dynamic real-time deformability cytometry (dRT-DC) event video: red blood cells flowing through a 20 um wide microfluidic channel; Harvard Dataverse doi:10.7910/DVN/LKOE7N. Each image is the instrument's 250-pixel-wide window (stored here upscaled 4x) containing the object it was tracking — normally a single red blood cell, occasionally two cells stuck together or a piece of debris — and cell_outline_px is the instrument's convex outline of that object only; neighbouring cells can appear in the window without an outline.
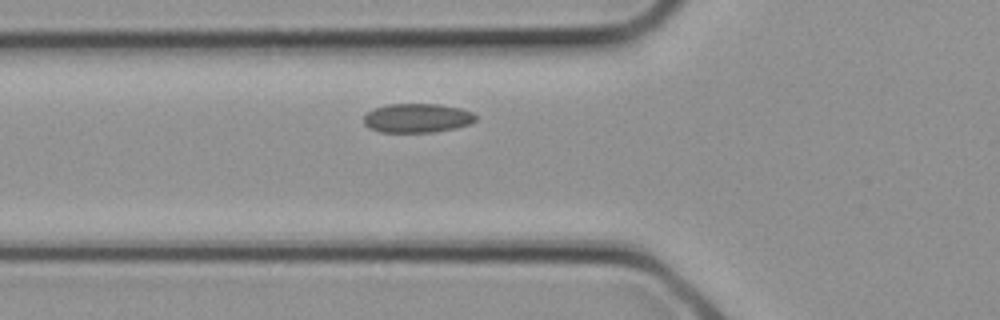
{"species": "common noctule bat (a hibernating species)", "species_latin": "Nyctalus noctula", "temperature_condition": "cold", "stored_images_in_passage": 4, "segment_of_instrument_passage": [1, 2], "camera_frame_rate_fps": 3000, "um_per_image_px": 0.085, "animal": {"sex": "female", "body_mass_g": 21.9}, "frame": {"image": 1, "passage_image": 3, "time_ms": 0.667, "image_size_px": [1000, 320], "cell_outline_px": [[476, 120], [468, 124], [456, 128], [432, 132], [380, 132], [368, 128], [364, 124], [364, 116], [368, 112], [376, 108], [388, 104], [440, 104], [460, 108], [472, 112], [476, 116]], "centroid_in_image_um": [35.46, 10.04], "position_along_channel_um": 90.3, "area_um2": 18.96}}